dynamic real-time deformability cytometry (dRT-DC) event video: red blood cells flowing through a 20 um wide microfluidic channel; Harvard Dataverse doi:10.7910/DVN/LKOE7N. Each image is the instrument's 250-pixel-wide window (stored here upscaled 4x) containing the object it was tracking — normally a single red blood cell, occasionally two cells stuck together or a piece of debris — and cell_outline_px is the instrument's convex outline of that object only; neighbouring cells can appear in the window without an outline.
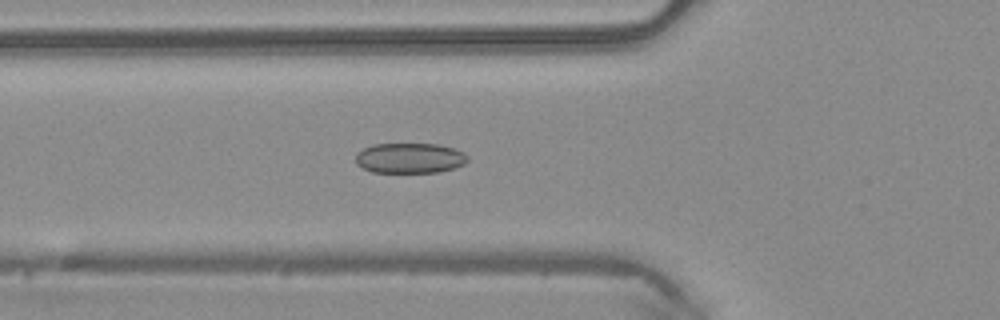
{"species": "common noctule bat (a hibernating species)", "species_latin": "Nyctalus noctula", "temperature_condition": "warm", "stored_images_in_passage": 48, "camera_frame_rate_fps": 3000, "um_per_image_px": 0.085, "animal": {"sex": "male", "body_mass_g": 20.4}, "frame": {"image": 1, "passage_image": 17, "time_ms": 5.333, "image_size_px": [1000, 320], "cell_outline_px": [[468, 160], [464, 164], [440, 172], [372, 172], [356, 164], [356, 152], [372, 144], [436, 144], [456, 148], [464, 152], [468, 156]], "centroid_in_image_um": [34.84, 13.43], "position_along_channel_um": 91.0, "area_um2": 19.83}}
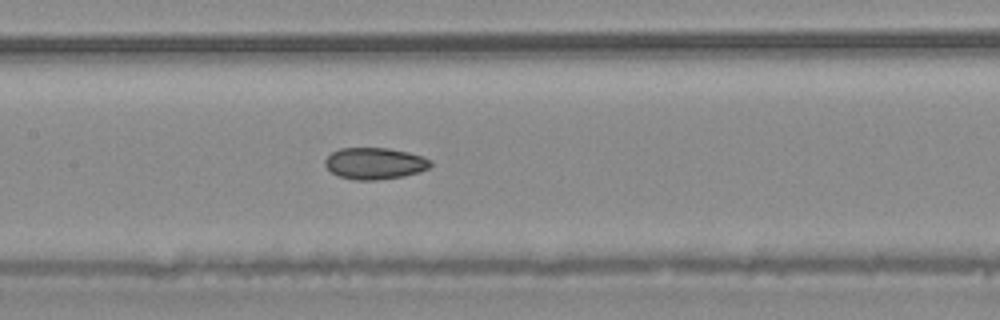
{"frame": {"image": 2, "passage_image": 23, "time_ms": 7.333, "image_size_px": [1000, 320], "cell_outline_px": [[432, 164], [428, 168], [420, 172], [404, 176], [376, 180], [356, 180], [336, 176], [324, 164], [324, 160], [332, 152], [340, 148], [388, 148], [408, 152], [424, 156], [432, 160]], "centroid_in_image_um": [31.87, 13.89], "position_along_channel_um": 175.5, "area_um2": 19.59}}
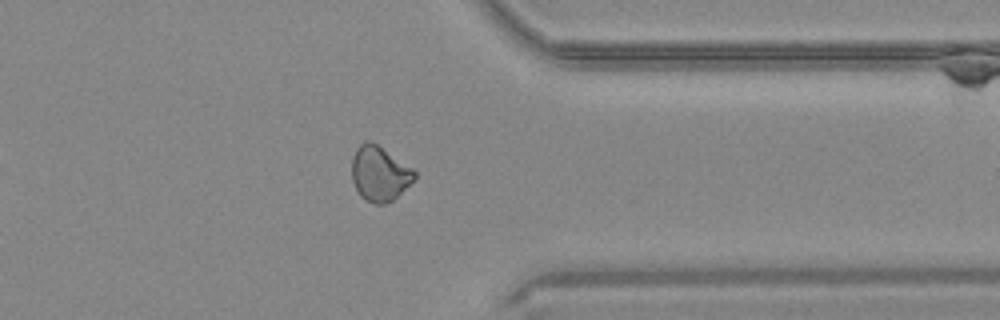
{"frame": {"image": 3, "passage_image": 38, "time_ms": 12.333, "image_size_px": [1000, 320], "cell_outline_px": [[416, 176], [392, 200], [384, 204], [376, 204], [360, 196], [352, 180], [352, 156], [356, 148], [364, 140], [368, 140], [376, 144], [412, 168], [416, 172]], "centroid_in_image_um": [32.21, 14.74], "position_along_channel_um": 379.2, "area_um2": 19.59}, "authors_computed_cell_mechanics": {"area_um2": 20.1144, "velocity_mm_per_s": 4.189, "shape_relaxation_time_tau1_ms": 4.9788, "shape_relaxation_time_tau2_ms": 2.9582, "deformation_change_tau1": 0.0969, "deformation_change_tau2": 0.0833}}